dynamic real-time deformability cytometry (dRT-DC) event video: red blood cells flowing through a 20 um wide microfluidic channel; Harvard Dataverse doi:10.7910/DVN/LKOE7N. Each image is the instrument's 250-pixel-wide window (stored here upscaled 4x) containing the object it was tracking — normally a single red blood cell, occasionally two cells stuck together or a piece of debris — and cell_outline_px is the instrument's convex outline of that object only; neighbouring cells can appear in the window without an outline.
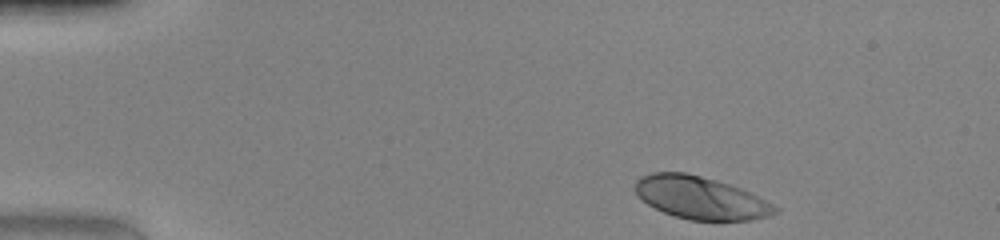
{"species": "human", "species_latin": "Homo sapiens", "temperature_condition": "warm", "stored_images_in_passage": 43, "camera_frame_rate_fps": 3000, "um_per_image_px": 0.085, "donor": {"sex": "female"}, "frame": {"image": 1, "passage_image": 1, "time_ms": 0.0, "image_size_px": [1000, 240], "cell_outline_px": [[780, 212], [768, 216], [748, 220], [688, 220], [664, 212], [648, 204], [636, 192], [636, 180], [640, 176], [652, 172], [684, 172], [716, 180], [740, 188], [780, 208]], "centroid_in_image_um": [59.55, 16.81], "position_along_channel_um": 25.4, "area_um2": 34.28}}
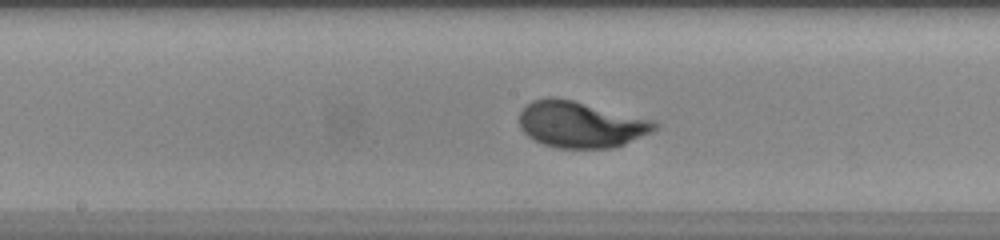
{"frame": {"image": 2, "passage_image": 20, "time_ms": 6.333, "image_size_px": [1000, 240], "cell_outline_px": [[660, 124], [652, 132], [624, 144], [612, 148], [556, 148], [532, 140], [520, 128], [520, 112], [532, 100], [548, 96], [552, 96], [572, 100], [656, 120]], "centroid_in_image_um": [49.37, 10.58], "position_along_channel_um": 198.8, "area_um2": 36.7}}
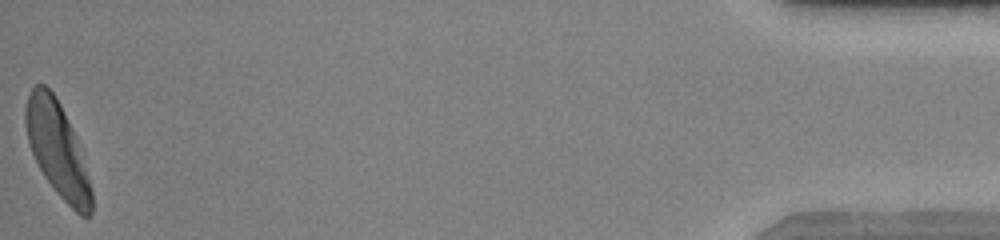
{"frame": {"image": 3, "passage_image": 43, "time_ms": 14.0, "image_size_px": [1000, 240], "cell_outline_px": [[92, 212], [88, 216], [80, 216], [56, 192], [44, 176], [32, 152], [28, 140], [24, 120], [24, 108], [28, 92], [36, 84], [44, 84], [56, 96], [76, 136], [92, 192]], "centroid_in_image_um": [4.85, 12.66], "position_along_channel_um": 430.3, "area_um2": 35.84}, "authors_computed_cell_mechanics": {"area_um2": 34.9112, "velocity_mm_per_s": 4.1751, "shape_relaxation_time_tau1_ms": 1.7901, "shape_relaxation_time_tau2_ms": null, "deformation_change_tau1": 0.1669, "deformation_change_tau2": null}}